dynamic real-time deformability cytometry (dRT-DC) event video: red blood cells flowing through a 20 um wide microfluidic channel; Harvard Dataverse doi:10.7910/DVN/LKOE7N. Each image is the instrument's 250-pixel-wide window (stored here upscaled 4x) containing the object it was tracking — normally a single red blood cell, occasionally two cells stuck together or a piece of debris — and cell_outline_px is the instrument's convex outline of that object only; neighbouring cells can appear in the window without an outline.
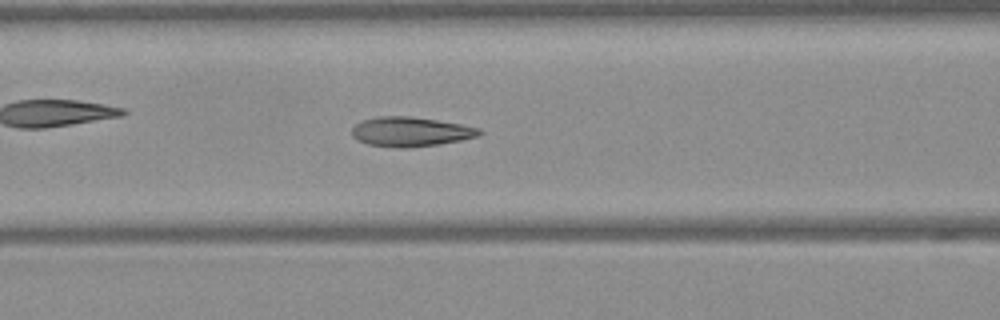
{"species": "Egyptian fruit bat (a non-hibernating species)", "species_latin": "Rousettus aegyptiacus", "temperature_condition": "warm", "stored_images_in_passage": 42, "camera_frame_rate_fps": 3000, "um_per_image_px": 0.085, "frame": {"image": 1, "passage_image": 13, "time_ms": 4.0, "image_size_px": [1000, 320], "cell_outline_px": [[484, 132], [480, 136], [440, 144], [408, 148], [400, 148], [368, 144], [352, 136], [352, 128], [360, 120], [376, 116], [408, 116], [436, 120], [460, 124], [480, 128]], "centroid_in_image_um": [34.91, 11.19], "position_along_channel_um": 131.7, "area_um2": 21.96}}
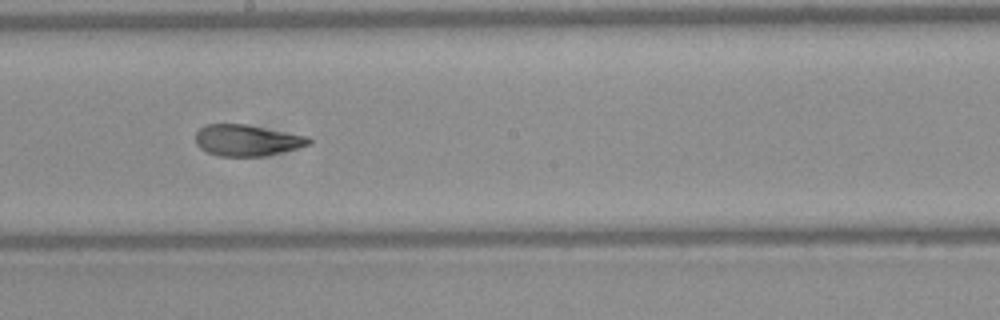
{"frame": {"image": 2, "passage_image": 20, "time_ms": 6.333, "image_size_px": [1000, 320], "cell_outline_px": [[312, 144], [264, 156], [220, 156], [208, 152], [200, 148], [196, 144], [196, 132], [204, 124], [244, 124], [308, 136], [312, 140]], "centroid_in_image_um": [20.98, 11.92], "position_along_channel_um": 227.2, "area_um2": 20.52}}
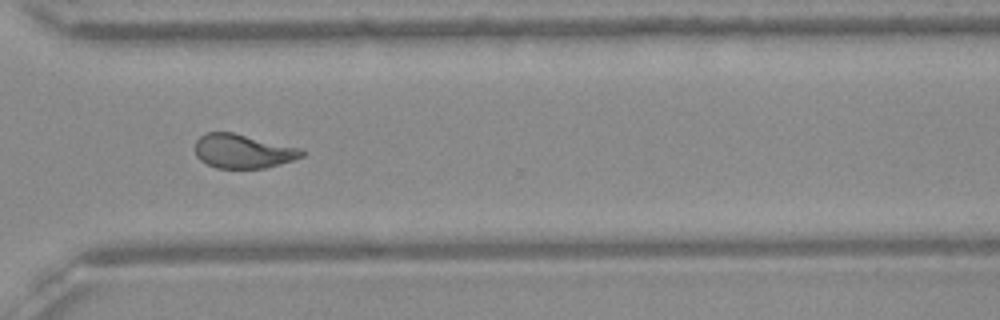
{"frame": {"image": 3, "passage_image": 29, "time_ms": 9.333, "image_size_px": [1000, 320], "cell_outline_px": [[304, 156], [292, 160], [264, 168], [216, 168], [200, 160], [196, 156], [196, 140], [204, 132], [232, 132], [304, 148]], "centroid_in_image_um": [20.67, 12.84], "position_along_channel_um": 349.9, "area_um2": 21.27}, "authors_computed_cell_mechanics": {"area_um2": 21.964, "velocity_mm_per_s": 4.0936, "shape_relaxation_time_tau1_ms": 4.8484, "shape_relaxation_time_tau2_ms": 1.0154, "deformation_change_tau1": 0.1823, "deformation_change_tau2": 0.0771}}